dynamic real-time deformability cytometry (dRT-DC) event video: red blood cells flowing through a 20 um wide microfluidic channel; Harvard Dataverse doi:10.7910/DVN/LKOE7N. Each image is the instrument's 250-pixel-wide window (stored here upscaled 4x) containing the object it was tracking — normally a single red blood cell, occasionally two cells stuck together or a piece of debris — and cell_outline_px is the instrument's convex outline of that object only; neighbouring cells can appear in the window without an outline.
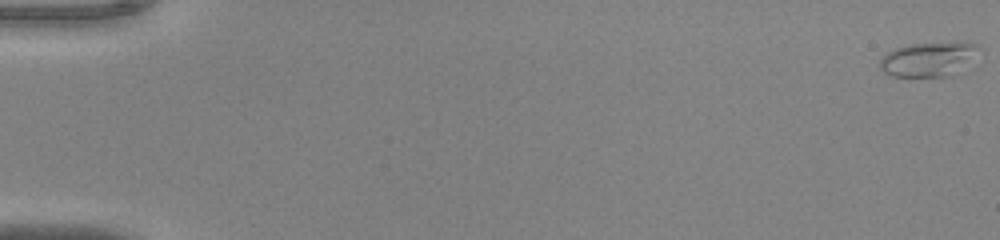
{"species": "common noctule bat (a hibernating species)", "species_latin": "Nyctalus noctula", "temperature_condition": "warm", "stored_images_in_passage": 52, "camera_frame_rate_fps": 3000, "um_per_image_px": 0.085, "animal": {"sex": "male", "body_mass_g": 20.0, "forearm_length_mm": 53.3}, "frame": {"image": 1, "passage_image": 1, "time_ms": 0.0, "image_size_px": [1000, 240], "cell_outline_px": [[980, 48], [952, 76], [892, 76], [884, 72], [880, 68], [880, 56], [896, 48], [908, 44], [956, 40], [976, 44]], "centroid_in_image_um": [78.87, 4.99], "position_along_channel_um": 6.1, "area_um2": 19.83}}
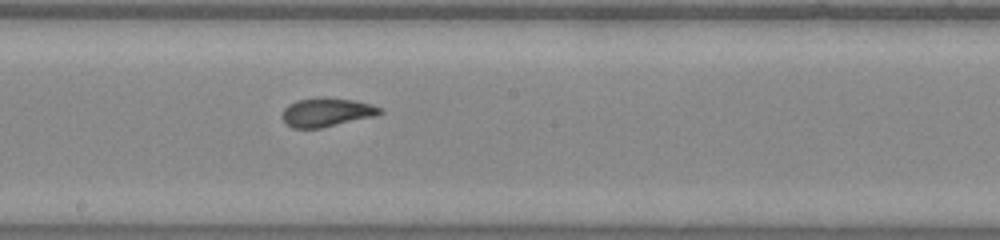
{"frame": {"image": 2, "passage_image": 30, "time_ms": 9.667, "image_size_px": [1000, 240], "cell_outline_px": [[384, 112], [372, 116], [320, 128], [292, 128], [280, 116], [284, 108], [288, 104], [296, 100], [320, 96], [352, 100], [372, 104], [384, 108]], "centroid_in_image_um": [27.74, 9.52], "position_along_channel_um": 220.5, "area_um2": 16.42}}
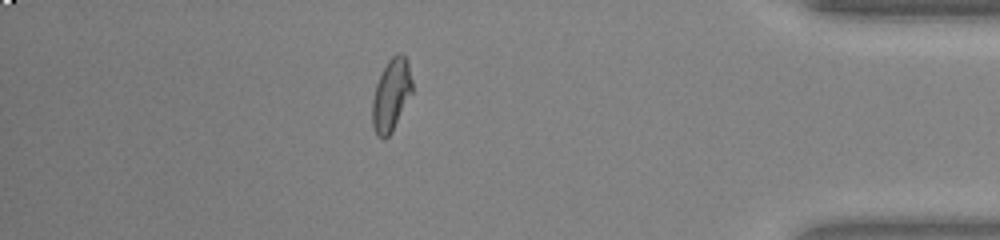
{"frame": {"image": 3, "passage_image": 46, "time_ms": 15.0, "image_size_px": [1000, 240], "cell_outline_px": [[412, 92], [392, 132], [384, 140], [376, 136], [372, 124], [372, 100], [376, 84], [388, 60], [396, 52], [400, 52], [408, 60], [412, 80]], "centroid_in_image_um": [33.25, 8.08], "position_along_channel_um": 402.0, "area_um2": 16.88}, "authors_computed_cell_mechanics": {"area_um2": 16.7042, "velocity_mm_per_s": 4.0664, "shape_relaxation_time_tau1_ms": 4.3221, "shape_relaxation_time_tau2_ms": 0.6993, "deformation_change_tau1": 0.1588, "deformation_change_tau2": 0.0634}}